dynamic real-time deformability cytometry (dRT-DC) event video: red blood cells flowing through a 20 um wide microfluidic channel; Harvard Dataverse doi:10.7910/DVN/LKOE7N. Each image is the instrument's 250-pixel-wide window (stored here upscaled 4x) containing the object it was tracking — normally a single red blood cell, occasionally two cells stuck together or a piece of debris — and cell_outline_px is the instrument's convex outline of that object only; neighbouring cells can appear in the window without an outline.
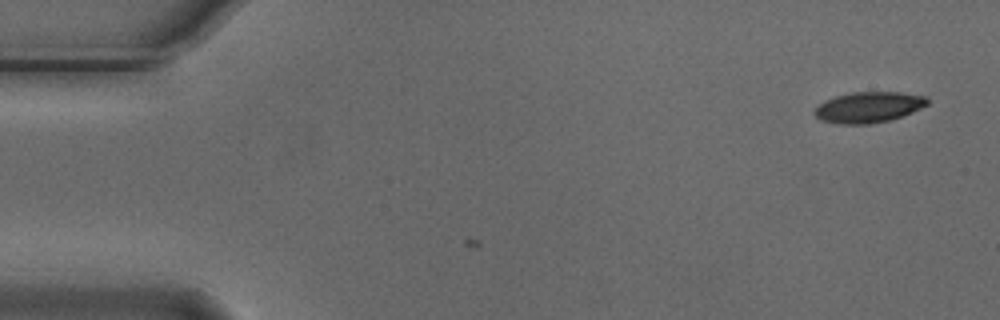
{"species": "Egyptian fruit bat (a non-hibernating species)", "species_latin": "Rousettus aegyptiacus", "temperature_condition": "cold", "stored_images_in_passage": 2, "camera_frame_rate_fps": 3000, "um_per_image_px": 0.085, "animal": {"sex": "male"}, "frame": {"image": 1, "passage_image": 2, "time_ms": 0.333, "image_size_px": [1000, 320], "cell_outline_px": [[928, 104], [912, 112], [888, 120], [868, 124], [836, 124], [820, 120], [812, 112], [824, 100], [836, 96], [852, 92], [900, 92], [928, 96]], "centroid_in_image_um": [73.81, 9.11], "position_along_channel_um": 11.2, "area_um2": 20.23}}